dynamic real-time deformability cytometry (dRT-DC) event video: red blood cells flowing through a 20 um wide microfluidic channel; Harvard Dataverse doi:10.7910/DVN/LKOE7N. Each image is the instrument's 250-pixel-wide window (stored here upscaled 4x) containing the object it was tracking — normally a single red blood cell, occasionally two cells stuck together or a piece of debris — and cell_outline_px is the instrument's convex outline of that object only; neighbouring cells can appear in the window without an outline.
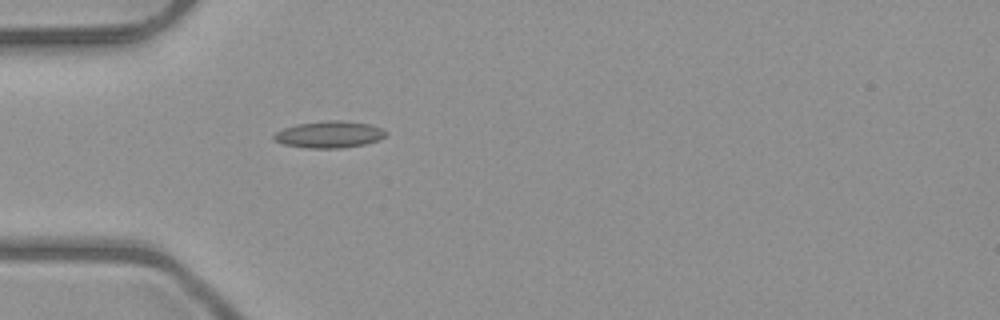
{"species": "common noctule bat (a hibernating species)", "species_latin": "Nyctalus noctula", "temperature_condition": "room temperature", "stored_images_in_passage": 37, "camera_frame_rate_fps": 3000, "um_per_image_px": 0.085, "animal": {"sex": "male", "body_mass_g": 23.1, "forearm_length_mm": 52.7}, "frame": {"image": 1, "passage_image": 1, "time_ms": 0.0, "image_size_px": [1000, 320], "cell_outline_px": [[388, 132], [380, 140], [364, 144], [340, 148], [308, 148], [284, 144], [272, 140], [272, 136], [276, 132], [284, 128], [296, 124], [328, 120], [336, 120], [368, 124], [380, 128]], "centroid_in_image_um": [27.95, 11.43], "position_along_channel_um": 57.0, "area_um2": 17.34}}
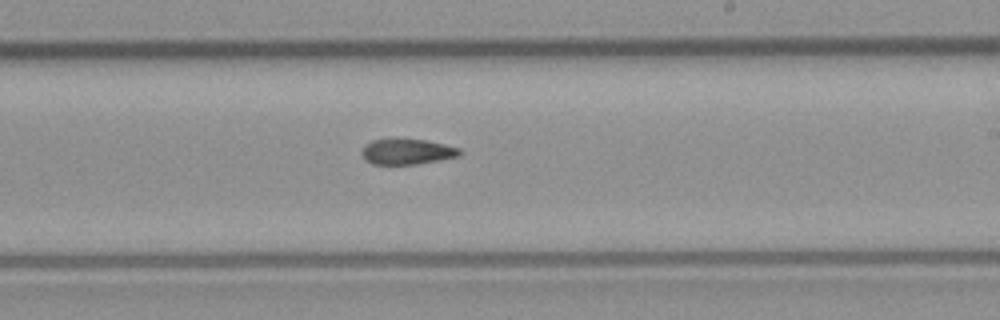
{"frame": {"image": 2, "passage_image": 16, "time_ms": 5.0, "image_size_px": [1000, 320], "cell_outline_px": [[464, 152], [460, 156], [416, 164], [372, 164], [360, 152], [364, 144], [372, 140], [424, 140], [444, 144], [460, 148]], "centroid_in_image_um": [34.63, 12.9], "position_along_channel_um": 254.4, "area_um2": 14.33}}
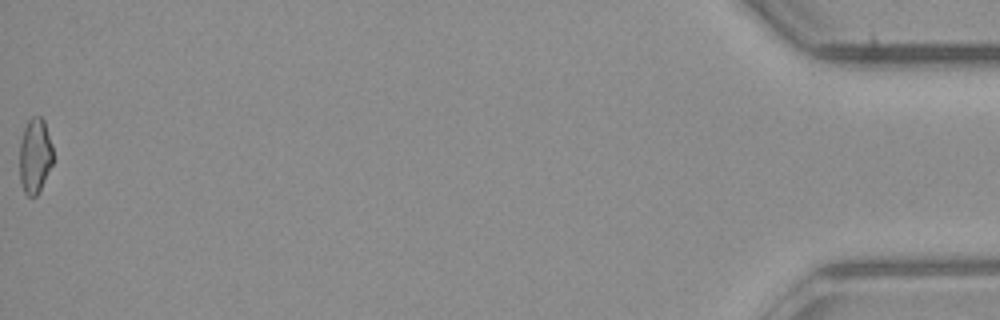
{"frame": {"image": 3, "passage_image": 37, "time_ms": 12.0, "image_size_px": [1000, 320], "cell_outline_px": [[52, 164], [36, 196], [28, 196], [24, 192], [20, 180], [20, 144], [24, 128], [28, 120], [32, 116], [40, 116], [44, 120], [52, 144]], "centroid_in_image_um": [2.96, 13.21], "position_along_channel_um": 432.2, "area_um2": 14.45}, "authors_computed_cell_mechanics": {"area_um2": 15.1436, "velocity_mm_per_s": 4.0341, "shape_relaxation_time_tau1_ms": null, "shape_relaxation_time_tau2_ms": 9.1141, "deformation_change_tau1": null, "deformation_change_tau2": 0.1684}}